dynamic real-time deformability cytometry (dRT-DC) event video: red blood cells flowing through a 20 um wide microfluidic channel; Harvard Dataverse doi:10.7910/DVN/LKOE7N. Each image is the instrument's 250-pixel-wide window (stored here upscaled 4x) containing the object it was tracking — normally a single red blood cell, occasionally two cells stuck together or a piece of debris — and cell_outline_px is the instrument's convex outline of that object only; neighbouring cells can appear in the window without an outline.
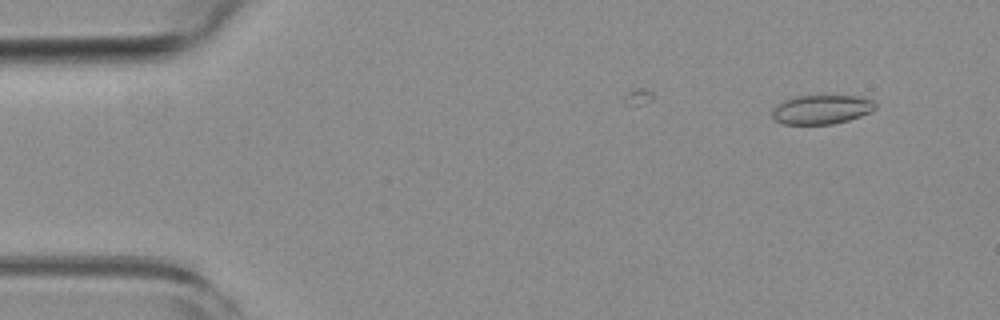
{"species": "common noctule bat (a hibernating species)", "species_latin": "Nyctalus noctula", "temperature_condition": "room temperature", "stored_images_in_passage": 10, "camera_frame_rate_fps": 3000, "um_per_image_px": 0.085, "animal": {"sex": "female", "body_mass_g": 19.3, "forearm_length_mm": 54.1}, "frame": {"image": 1, "passage_image": 4, "time_ms": 1.0, "image_size_px": [1000, 320], "cell_outline_px": [[876, 108], [860, 116], [848, 120], [832, 124], [780, 124], [772, 116], [772, 112], [784, 100], [796, 96], [856, 96], [872, 100], [876, 104]], "centroid_in_image_um": [69.83, 9.31], "position_along_channel_um": 15.2, "area_um2": 17.22}}